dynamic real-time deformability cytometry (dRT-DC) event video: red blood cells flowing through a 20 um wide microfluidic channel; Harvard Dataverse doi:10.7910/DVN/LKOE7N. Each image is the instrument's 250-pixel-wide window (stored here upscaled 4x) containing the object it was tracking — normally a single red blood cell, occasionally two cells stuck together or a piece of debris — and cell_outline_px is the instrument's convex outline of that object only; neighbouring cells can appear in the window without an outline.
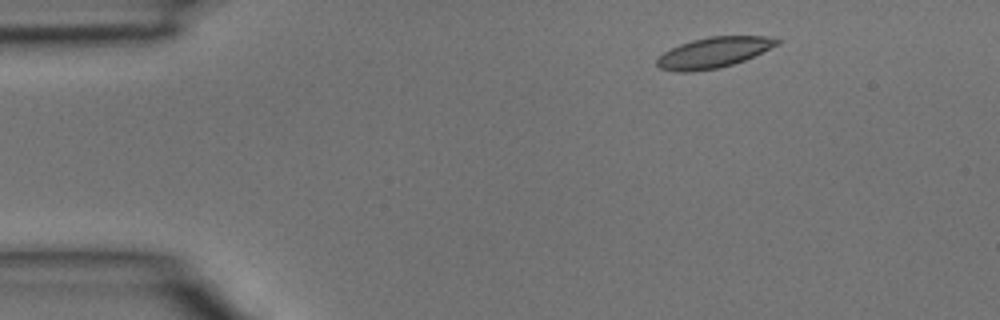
{"species": "common noctule bat (a hibernating species)", "species_latin": "Nyctalus noctula", "temperature_condition": "room temperature", "stored_images_in_passage": 4, "segment_of_instrument_passage": [2, 2], "camera_frame_rate_fps": 3000, "um_per_image_px": 0.085, "animal": {"sex": "male", "body_mass_g": 15.6}, "frame": {"image": 1, "passage_image": 4, "time_ms": 1.0, "image_size_px": [1000, 320], "cell_outline_px": [[780, 44], [744, 60], [720, 68], [692, 72], [676, 72], [660, 68], [656, 64], [656, 60], [664, 52], [680, 44], [692, 40], [708, 36], [768, 36], [780, 40]], "centroid_in_image_um": [60.66, 4.47], "position_along_channel_um": 24.3, "area_um2": 21.39}}